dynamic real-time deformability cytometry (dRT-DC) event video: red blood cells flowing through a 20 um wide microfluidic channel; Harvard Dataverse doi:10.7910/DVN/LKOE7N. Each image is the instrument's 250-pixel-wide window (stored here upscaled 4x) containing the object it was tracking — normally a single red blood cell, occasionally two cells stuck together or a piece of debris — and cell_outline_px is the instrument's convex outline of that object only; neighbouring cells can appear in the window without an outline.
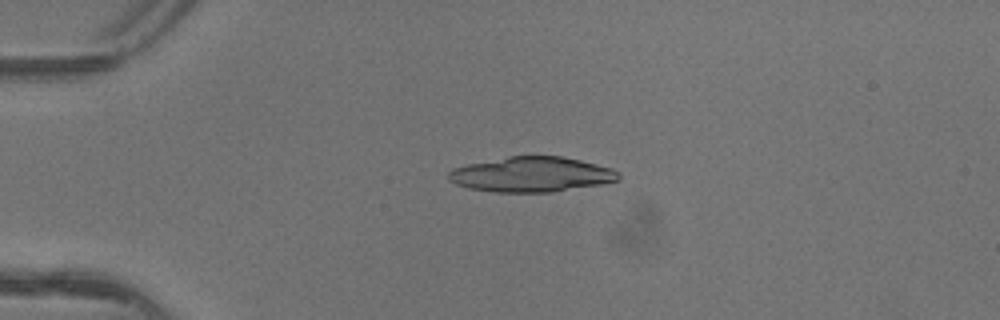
{"species": "common noctule bat (a hibernating species)", "species_latin": "Nyctalus noctula", "temperature_condition": "warm", "stored_images_in_passage": 6, "camera_frame_rate_fps": 3000, "um_per_image_px": 0.085, "animal": {"sex": "female"}, "frame": {"image": 1, "passage_image": 3, "time_ms": 0.667, "image_size_px": [1000, 320], "cell_outline_px": [[620, 180], [600, 184], [552, 192], [496, 192], [468, 188], [456, 184], [448, 180], [448, 172], [452, 168], [468, 164], [508, 156], [560, 156], [580, 160], [612, 168], [620, 172]], "centroid_in_image_um": [45.17, 14.82], "position_along_channel_um": 39.8, "area_um2": 34.74}}